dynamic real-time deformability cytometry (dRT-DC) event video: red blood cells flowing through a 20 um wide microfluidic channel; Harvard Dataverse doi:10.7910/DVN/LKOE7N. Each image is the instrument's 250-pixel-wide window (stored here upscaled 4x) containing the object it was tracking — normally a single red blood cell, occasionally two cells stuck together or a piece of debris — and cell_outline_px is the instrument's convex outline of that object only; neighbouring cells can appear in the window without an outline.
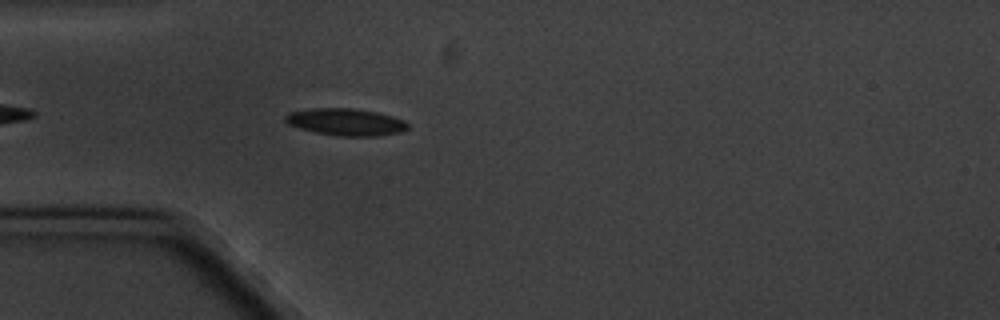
{"species": "common noctule bat (a hibernating species)", "species_latin": "Nyctalus noctula", "temperature_condition": "cold", "stored_images_in_passage": 4, "camera_frame_rate_fps": 3000, "um_per_image_px": 0.085, "animal": {"sex": "male", "body_mass_g": 20.1, "forearm_length_mm": 53.5}, "frame": {"image": 1, "passage_image": 4, "time_ms": 4.667, "image_size_px": [1000, 320], "cell_outline_px": [[408, 128], [400, 132], [376, 136], [340, 136], [316, 132], [300, 128], [288, 124], [284, 120], [284, 116], [288, 112], [312, 108], [352, 108], [376, 112], [392, 116], [404, 120], [408, 124]], "centroid_in_image_um": [29.37, 10.36], "position_along_channel_um": 55.6, "area_um2": 19.25}}